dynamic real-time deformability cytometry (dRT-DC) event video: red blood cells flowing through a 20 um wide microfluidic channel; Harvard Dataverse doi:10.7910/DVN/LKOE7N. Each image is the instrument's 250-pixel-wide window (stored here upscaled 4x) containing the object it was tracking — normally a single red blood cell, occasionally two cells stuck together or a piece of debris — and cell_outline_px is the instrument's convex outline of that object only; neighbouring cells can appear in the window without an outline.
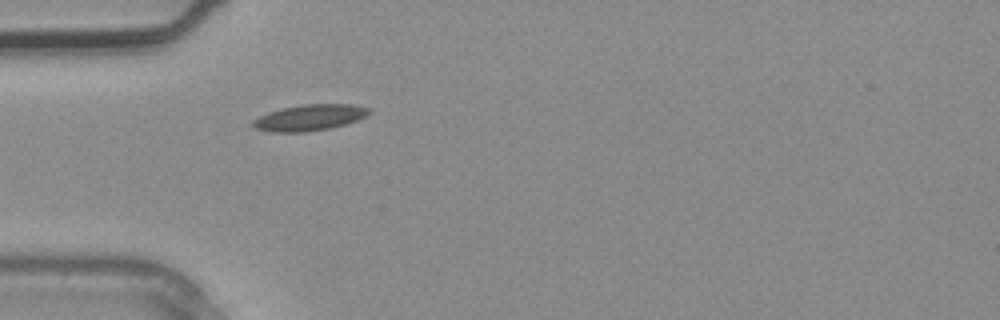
{"species": "common noctule bat (a hibernating species)", "species_latin": "Nyctalus noctula", "temperature_condition": "warm", "stored_images_in_passage": 1, "camera_frame_rate_fps": 3000, "um_per_image_px": 0.085, "animal": {"sex": "male", "body_mass_g": 20.4}, "frame": {"image": 1, "passage_image": 1, "time_ms": 0.0, "image_size_px": [1000, 320], "cell_outline_px": [[372, 112], [356, 120], [332, 128], [304, 132], [268, 132], [256, 128], [252, 124], [252, 120], [268, 112], [284, 108], [304, 104], [352, 104], [372, 108]], "centroid_in_image_um": [26.33, 9.99], "position_along_channel_um": 58.7, "area_um2": 17.63}}